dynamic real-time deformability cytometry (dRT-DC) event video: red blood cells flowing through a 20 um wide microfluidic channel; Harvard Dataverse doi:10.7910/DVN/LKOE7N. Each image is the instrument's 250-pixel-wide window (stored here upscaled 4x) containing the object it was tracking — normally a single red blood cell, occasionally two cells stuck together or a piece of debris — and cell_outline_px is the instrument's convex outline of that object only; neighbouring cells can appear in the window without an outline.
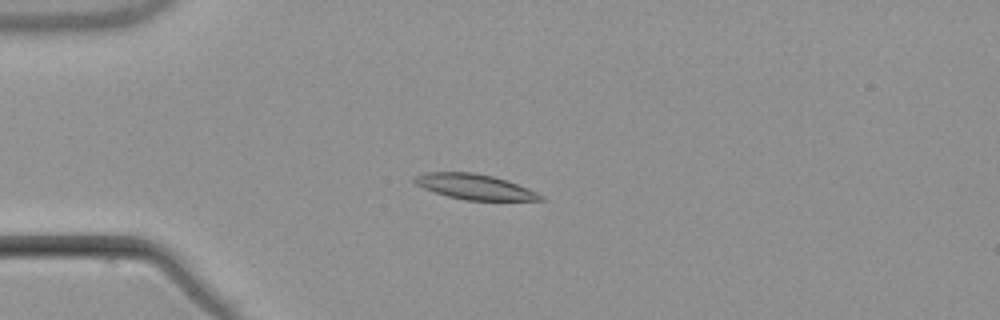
{"species": "common noctule bat (a hibernating species)", "species_latin": "Nyctalus noctula", "temperature_condition": "warm", "stored_images_in_passage": 7, "camera_frame_rate_fps": 3000, "um_per_image_px": 0.085, "animal": {"sex": "male", "body_mass_g": 21.5, "forearm_length_mm": 52.0}, "frame": {"image": 1, "passage_image": 4, "time_ms": 3.333, "image_size_px": [1000, 320], "cell_outline_px": [[548, 200], [468, 200], [448, 196], [424, 188], [416, 184], [412, 180], [416, 176], [428, 172], [472, 172], [492, 176], [528, 188], [544, 196]], "centroid_in_image_um": [40.37, 15.88], "position_along_channel_um": 44.6, "area_um2": 18.21}}
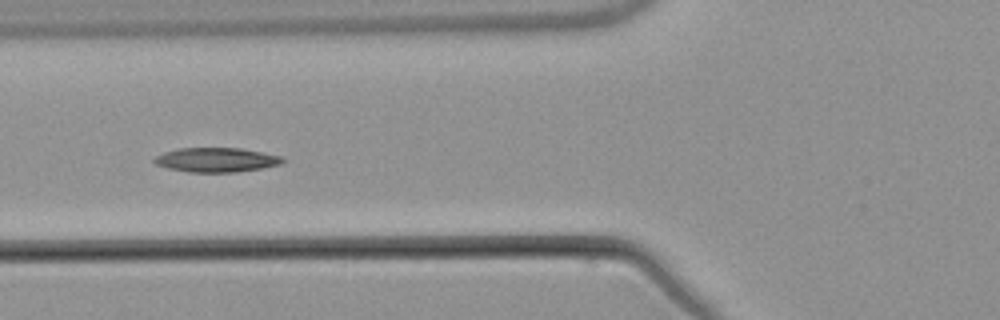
{"frame": {"image": 2, "passage_image": 6, "time_ms": 5.667, "image_size_px": [1000, 320], "cell_outline_px": [[284, 160], [280, 164], [260, 168], [236, 172], [188, 172], [168, 168], [156, 164], [152, 160], [156, 156], [164, 152], [176, 148], [240, 148], [264, 152], [280, 156]], "centroid_in_image_um": [18.35, 13.58], "position_along_channel_um": 107.4, "area_um2": 18.15}}